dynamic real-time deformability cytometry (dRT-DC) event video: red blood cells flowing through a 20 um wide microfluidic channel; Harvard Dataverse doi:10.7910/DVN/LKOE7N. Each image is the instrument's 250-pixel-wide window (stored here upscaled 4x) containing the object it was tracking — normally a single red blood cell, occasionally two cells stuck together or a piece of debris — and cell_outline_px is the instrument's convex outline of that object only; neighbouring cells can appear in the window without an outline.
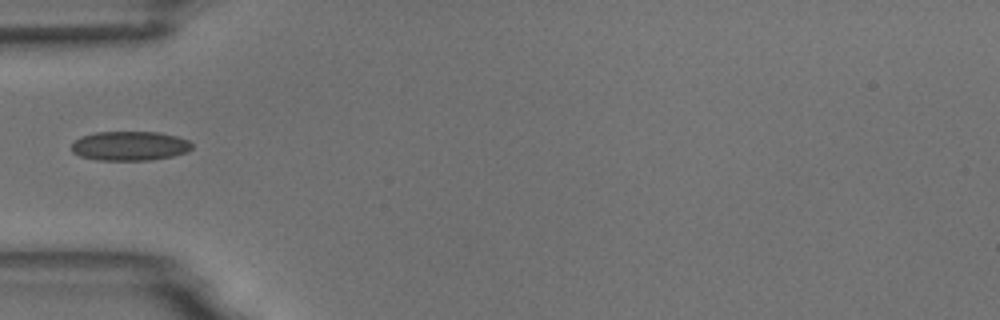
{"species": "common noctule bat (a hibernating species)", "species_latin": "Nyctalus noctula", "temperature_condition": "room temperature", "stored_images_in_passage": 7, "camera_frame_rate_fps": 3000, "um_per_image_px": 0.085, "animal": {"sex": "male", "body_mass_g": 18.8}, "frame": {"image": 1, "passage_image": 6, "time_ms": 5.667, "image_size_px": [1000, 320], "cell_outline_px": [[192, 148], [188, 152], [172, 156], [148, 160], [96, 160], [80, 156], [72, 152], [72, 144], [80, 136], [96, 132], [160, 132], [176, 136], [188, 140], [192, 144]], "centroid_in_image_um": [11.03, 12.4], "position_along_channel_um": 74.0, "area_um2": 20.63}}